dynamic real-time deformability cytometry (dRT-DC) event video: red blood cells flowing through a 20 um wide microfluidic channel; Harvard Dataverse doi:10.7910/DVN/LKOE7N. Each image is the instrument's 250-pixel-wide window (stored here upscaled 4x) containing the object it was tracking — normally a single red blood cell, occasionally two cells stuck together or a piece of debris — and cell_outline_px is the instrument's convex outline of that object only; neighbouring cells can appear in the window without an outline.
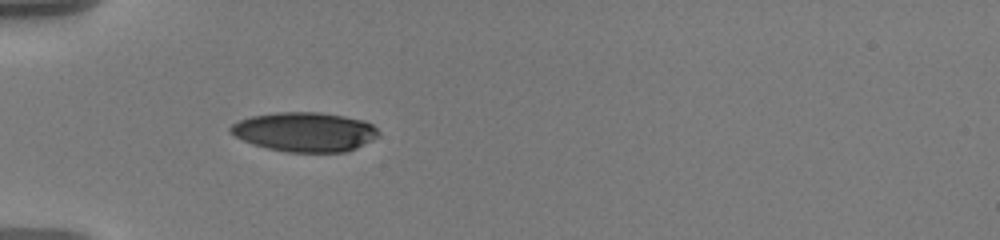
{"species": "human", "species_latin": "Homo sapiens", "temperature_condition": "warm", "stored_images_in_passage": 39, "camera_frame_rate_fps": 3000, "um_per_image_px": 0.085, "donor": {"sex": "male"}, "frame": {"image": 1, "passage_image": 1, "time_ms": 0.0, "image_size_px": [1000, 240], "cell_outline_px": [[380, 136], [356, 148], [344, 152], [288, 152], [268, 148], [252, 144], [228, 132], [228, 128], [232, 124], [240, 120], [252, 116], [276, 112], [320, 112], [344, 116], [364, 120], [372, 124], [380, 132]], "centroid_in_image_um": [25.92, 11.2], "position_along_channel_um": 59.1, "area_um2": 34.04}}
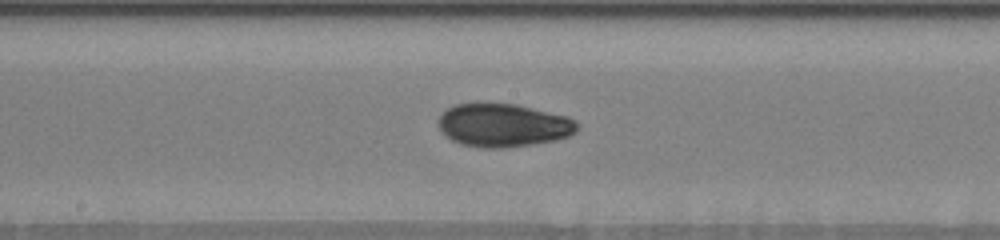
{"frame": {"image": 2, "passage_image": 14, "time_ms": 4.333, "image_size_px": [1000, 240], "cell_outline_px": [[580, 128], [576, 132], [568, 136], [556, 140], [532, 144], [492, 148], [484, 148], [460, 144], [444, 136], [440, 132], [436, 120], [452, 104], [476, 100], [488, 100], [516, 104], [568, 116], [576, 120]], "centroid_in_image_um": [42.72, 10.59], "position_along_channel_um": 205.5, "area_um2": 36.18}}
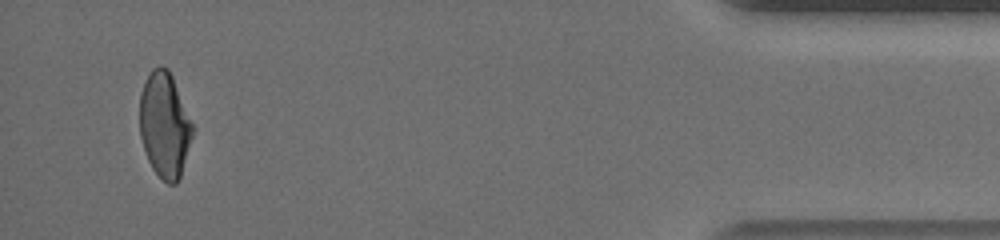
{"frame": {"image": 3, "passage_image": 37, "time_ms": 12.0, "image_size_px": [1000, 240], "cell_outline_px": [[192, 136], [180, 176], [176, 184], [168, 184], [152, 168], [148, 160], [140, 136], [140, 92], [152, 68], [160, 64], [168, 68], [172, 76], [192, 124]], "centroid_in_image_um": [13.97, 10.6], "position_along_channel_um": 421.2, "area_um2": 31.91}, "authors_computed_cell_mechanics": {"area_um2": 33.9286, "velocity_mm_per_s": 3.6071, "shape_relaxation_time_tau1_ms": 7.2721, "shape_relaxation_time_tau2_ms": 2.1134, "deformation_change_tau1": 0.2154, "deformation_change_tau2": 0.0596}}